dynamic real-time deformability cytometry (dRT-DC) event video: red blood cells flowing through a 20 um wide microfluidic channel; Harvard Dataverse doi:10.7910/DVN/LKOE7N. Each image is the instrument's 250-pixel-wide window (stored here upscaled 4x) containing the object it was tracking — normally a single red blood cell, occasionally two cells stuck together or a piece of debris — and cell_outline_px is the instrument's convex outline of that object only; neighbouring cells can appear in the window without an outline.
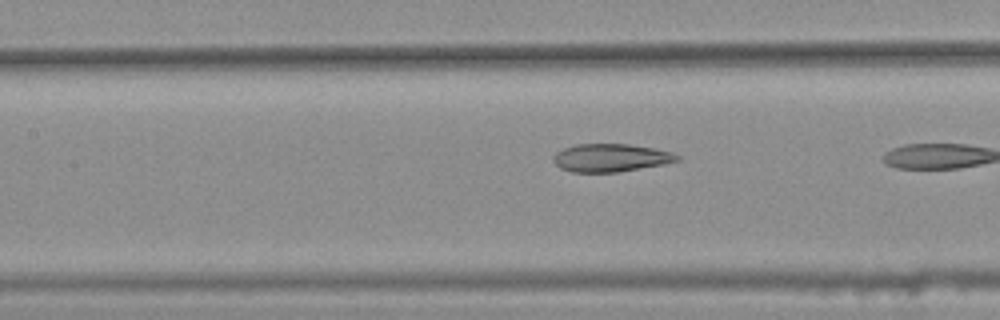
{"species": "common noctule bat (a hibernating species)", "species_latin": "Nyctalus noctula", "temperature_condition": "warm", "stored_images_in_passage": 8, "camera_frame_rate_fps": 3000, "um_per_image_px": 0.085, "animal": {"sex": "female", "body_mass_g": 25.1}, "frame": {"image": 1, "passage_image": 6, "time_ms": 1.667, "image_size_px": [1000, 320], "cell_outline_px": [[680, 160], [664, 164], [620, 172], [572, 172], [560, 168], [552, 160], [552, 156], [556, 152], [564, 148], [576, 144], [628, 144], [656, 148], [672, 152], [680, 156]], "centroid_in_image_um": [51.92, 13.41], "position_along_channel_um": 155.5, "area_um2": 20.35}}